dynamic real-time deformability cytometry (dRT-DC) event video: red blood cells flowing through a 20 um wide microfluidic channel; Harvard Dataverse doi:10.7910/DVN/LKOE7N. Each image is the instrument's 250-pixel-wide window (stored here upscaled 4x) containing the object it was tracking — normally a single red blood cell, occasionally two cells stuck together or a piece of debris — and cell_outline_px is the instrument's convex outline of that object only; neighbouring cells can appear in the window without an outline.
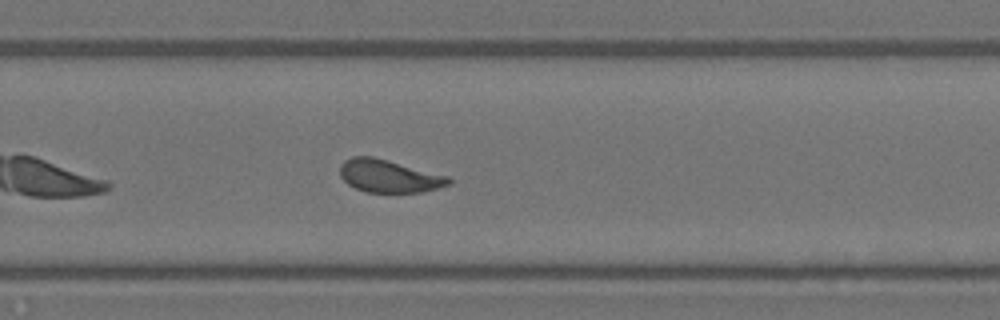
{"species": "Egyptian fruit bat (a non-hibernating species)", "species_latin": "Rousettus aegyptiacus", "temperature_condition": "warm", "stored_images_in_passage": 35, "camera_frame_rate_fps": 3000, "um_per_image_px": 0.085, "animal": {"sex": "female"}, "frame": {"image": 1, "passage_image": 20, "time_ms": 6.333, "image_size_px": [1000, 320], "cell_outline_px": [[452, 184], [420, 192], [364, 192], [348, 184], [340, 176], [340, 164], [344, 160], [352, 156], [372, 156], [388, 160], [448, 176], [452, 180]], "centroid_in_image_um": [33.04, 14.96], "position_along_channel_um": 296.8, "area_um2": 20.69}}